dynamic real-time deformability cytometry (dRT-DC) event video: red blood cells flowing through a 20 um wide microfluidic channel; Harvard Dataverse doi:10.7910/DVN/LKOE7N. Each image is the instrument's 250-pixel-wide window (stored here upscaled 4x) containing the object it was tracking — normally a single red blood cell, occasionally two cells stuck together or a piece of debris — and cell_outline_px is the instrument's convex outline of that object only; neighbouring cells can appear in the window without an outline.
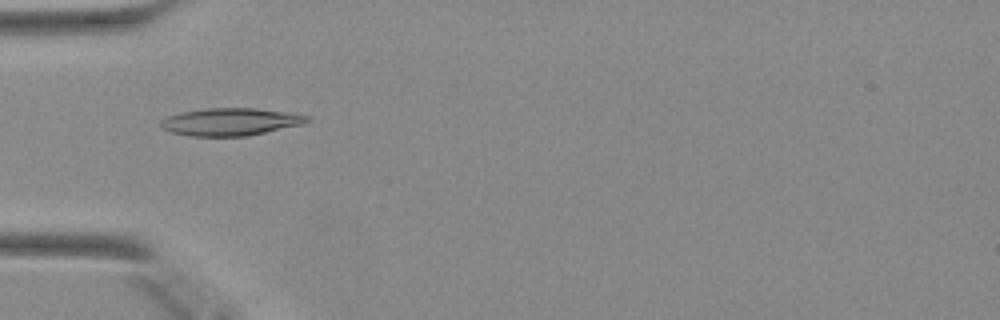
{"species": "Egyptian fruit bat (a non-hibernating species)", "species_latin": "Rousettus aegyptiacus", "temperature_condition": "warm", "stored_images_in_passage": 48, "camera_frame_rate_fps": 3000, "um_per_image_px": 0.085, "animal": {"sex": "female"}, "frame": {"image": 1, "passage_image": 16, "time_ms": 5.0, "image_size_px": [1000, 320], "cell_outline_px": [[308, 120], [300, 124], [248, 136], [188, 136], [172, 132], [164, 128], [160, 124], [160, 120], [168, 116], [180, 112], [208, 108], [256, 108], [296, 112], [308, 116]], "centroid_in_image_um": [19.59, 10.34], "position_along_channel_um": 65.4, "area_um2": 23.41}}
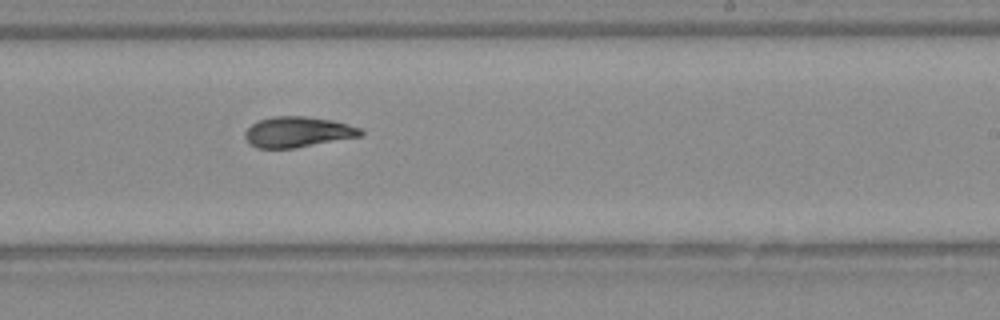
{"frame": {"image": 2, "passage_image": 30, "time_ms": 9.667, "image_size_px": [1000, 320], "cell_outline_px": [[364, 136], [296, 148], [256, 148], [244, 136], [244, 132], [252, 124], [260, 120], [272, 116], [304, 116], [332, 120], [348, 124], [360, 128], [364, 132]], "centroid_in_image_um": [25.35, 11.22], "position_along_channel_um": 263.6, "area_um2": 20.69}}
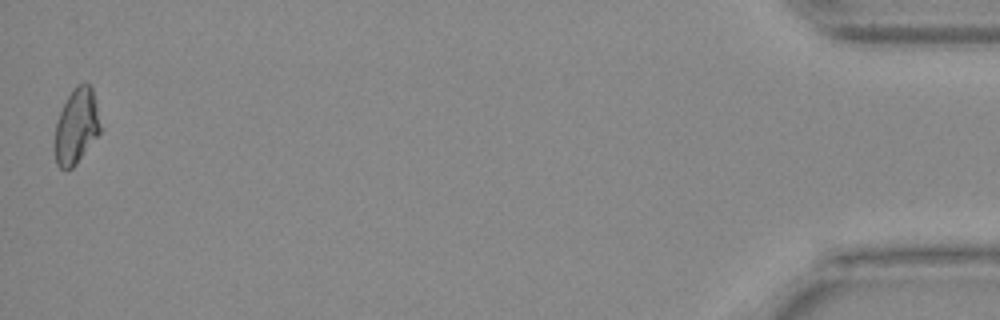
{"frame": {"image": 3, "passage_image": 48, "time_ms": 15.667, "image_size_px": [1000, 320], "cell_outline_px": [[100, 132], [76, 164], [72, 168], [64, 172], [56, 164], [56, 124], [60, 112], [68, 96], [76, 84], [84, 80], [92, 88], [96, 104], [100, 128]], "centroid_in_image_um": [6.49, 10.73], "position_along_channel_um": 428.7, "area_um2": 19.65}}